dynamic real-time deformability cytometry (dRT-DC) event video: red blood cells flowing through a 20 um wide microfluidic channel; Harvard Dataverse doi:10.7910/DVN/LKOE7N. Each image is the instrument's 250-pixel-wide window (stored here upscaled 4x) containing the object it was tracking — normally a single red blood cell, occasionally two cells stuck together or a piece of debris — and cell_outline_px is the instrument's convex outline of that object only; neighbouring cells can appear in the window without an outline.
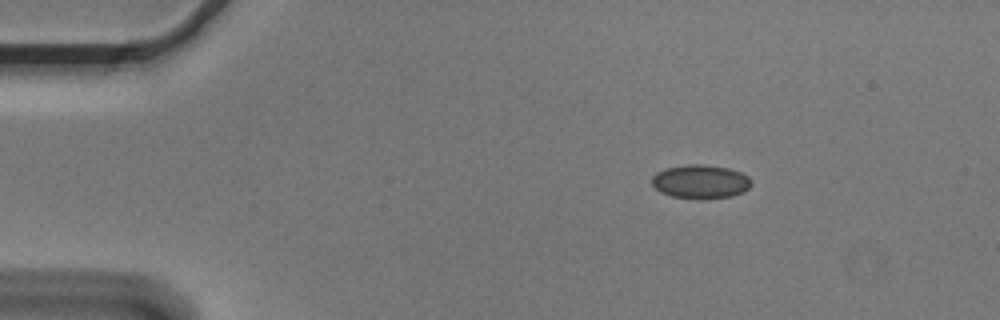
{"species": "Egyptian fruit bat (a non-hibernating species)", "species_latin": "Rousettus aegyptiacus", "temperature_condition": "cold", "stored_images_in_passage": 47, "camera_frame_rate_fps": 3000, "um_per_image_px": 0.085, "animal": {"sex": "male"}, "frame": {"image": 1, "passage_image": 1, "time_ms": 0.0, "image_size_px": [1000, 320], "cell_outline_px": [[752, 184], [744, 192], [732, 196], [700, 200], [672, 196], [660, 192], [652, 184], [652, 176], [656, 172], [664, 168], [688, 164], [700, 164], [728, 168], [740, 172], [748, 176], [752, 180]], "centroid_in_image_um": [59.54, 15.45], "position_along_channel_um": 25.5, "area_um2": 19.83}}
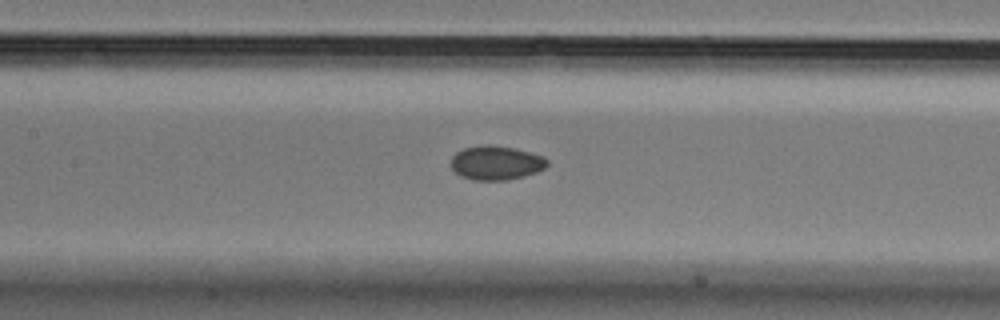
{"frame": {"image": 2, "passage_image": 18, "time_ms": 5.667, "image_size_px": [1000, 320], "cell_outline_px": [[548, 164], [544, 168], [536, 172], [524, 176], [508, 180], [472, 180], [460, 176], [452, 168], [452, 156], [456, 152], [464, 148], [484, 144], [492, 144], [516, 148], [544, 156], [548, 160]], "centroid_in_image_um": [42.18, 13.83], "position_along_channel_um": 165.2, "area_um2": 19.31}}
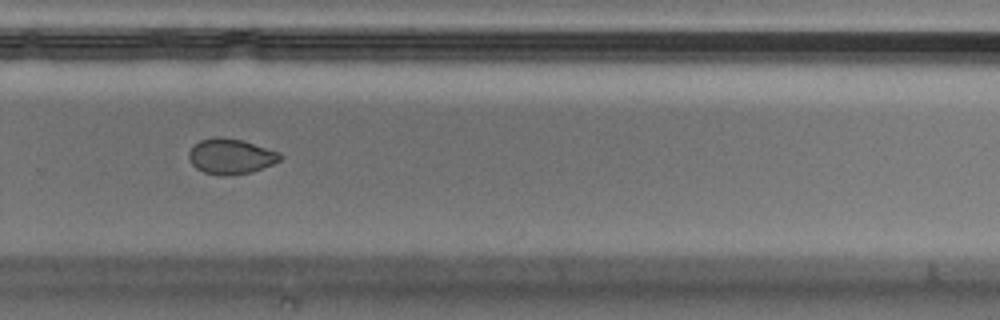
{"frame": {"image": 3, "passage_image": 30, "time_ms": 9.667, "image_size_px": [1000, 320], "cell_outline_px": [[284, 156], [280, 160], [272, 164], [252, 172], [228, 176], [220, 176], [204, 172], [196, 168], [188, 160], [188, 152], [200, 140], [216, 136], [240, 140], [280, 152]], "centroid_in_image_um": [19.6, 13.31], "position_along_channel_um": 310.2, "area_um2": 18.79}, "authors_computed_cell_mechanics": {"area_um2": 19.3052, "velocity_mm_per_s": 3.6362, "shape_relaxation_time_tau1_ms": null, "shape_relaxation_time_tau2_ms": 3.0101, "deformation_change_tau1": null, "deformation_change_tau2": 0.0445}}